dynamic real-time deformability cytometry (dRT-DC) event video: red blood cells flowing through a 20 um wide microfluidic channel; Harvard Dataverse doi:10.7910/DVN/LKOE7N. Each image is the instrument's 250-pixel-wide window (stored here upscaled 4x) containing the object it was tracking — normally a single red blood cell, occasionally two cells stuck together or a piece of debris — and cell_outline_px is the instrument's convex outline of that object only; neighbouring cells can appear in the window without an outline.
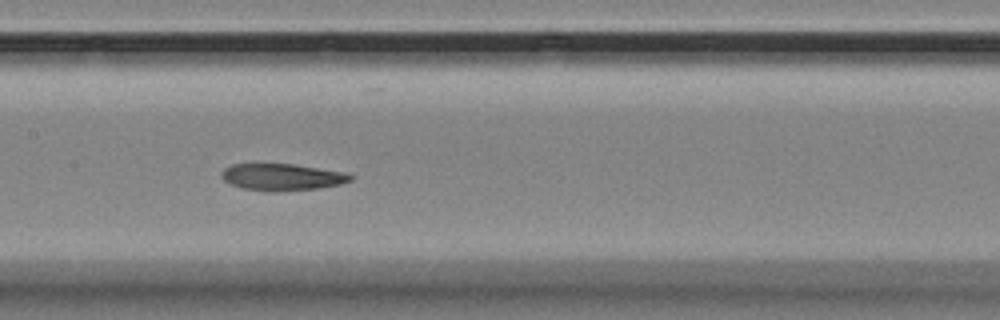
{"species": "Egyptian fruit bat (a non-hibernating species)", "species_latin": "Rousettus aegyptiacus", "temperature_condition": "room temperature", "stored_images_in_passage": 14, "camera_frame_rate_fps": 3000, "um_per_image_px": 0.085, "animal": {"sex": "female"}, "frame": {"image": 1, "passage_image": 8, "time_ms": 8.0, "image_size_px": [1000, 320], "cell_outline_px": [[356, 176], [352, 180], [340, 184], [316, 188], [276, 192], [272, 192], [240, 188], [228, 184], [220, 176], [224, 168], [232, 164], [292, 164], [344, 172]], "centroid_in_image_um": [23.94, 15.06], "position_along_channel_um": 183.5, "area_um2": 20.23}}
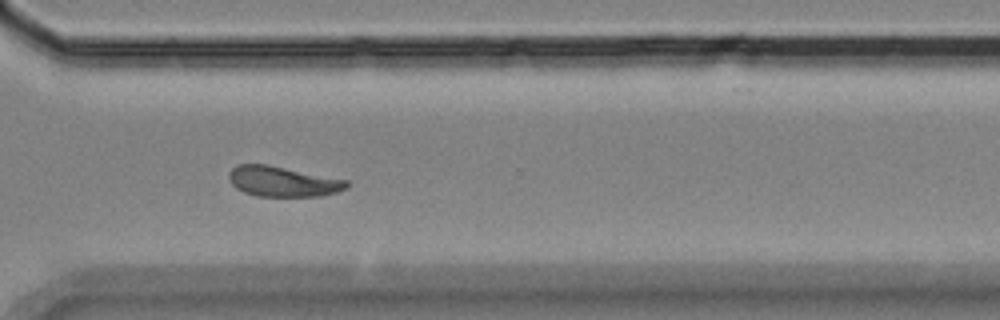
{"frame": {"image": 2, "passage_image": 12, "time_ms": 12.667, "image_size_px": [1000, 320], "cell_outline_px": [[348, 188], [336, 192], [320, 196], [256, 196], [244, 192], [236, 188], [232, 184], [228, 176], [228, 172], [236, 164], [268, 164], [348, 180]], "centroid_in_image_um": [24.02, 15.42], "position_along_channel_um": 346.6, "area_um2": 20.87}}
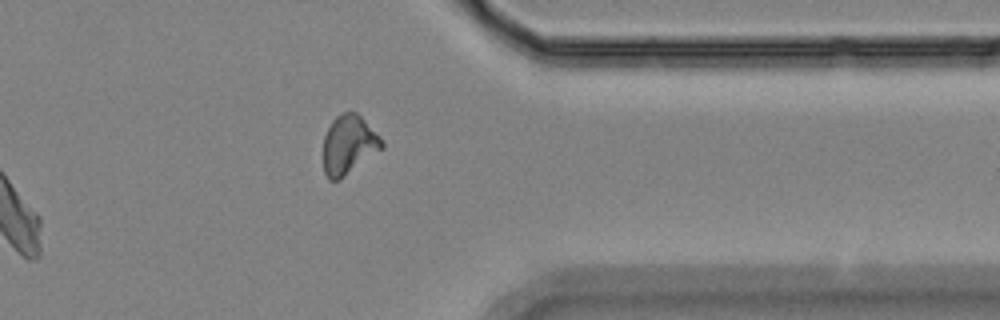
{"frame": {"image": 3, "passage_image": 14, "time_ms": 16.0, "image_size_px": [1000, 320], "cell_outline_px": [[384, 148], [340, 180], [328, 180], [324, 172], [324, 136], [332, 120], [336, 116], [344, 112], [356, 112], [380, 136], [384, 144]], "centroid_in_image_um": [29.65, 12.33], "position_along_channel_um": 381.8, "area_um2": 20.17}, "authors_computed_cell_mechanics": {"area_um2": 20.7502, "velocity_mm_per_s": 3.5088, "shape_relaxation_time_tau1_ms": null, "shape_relaxation_time_tau2_ms": 3.6424, "deformation_change_tau1": null, "deformation_change_tau2": 0.0865}}